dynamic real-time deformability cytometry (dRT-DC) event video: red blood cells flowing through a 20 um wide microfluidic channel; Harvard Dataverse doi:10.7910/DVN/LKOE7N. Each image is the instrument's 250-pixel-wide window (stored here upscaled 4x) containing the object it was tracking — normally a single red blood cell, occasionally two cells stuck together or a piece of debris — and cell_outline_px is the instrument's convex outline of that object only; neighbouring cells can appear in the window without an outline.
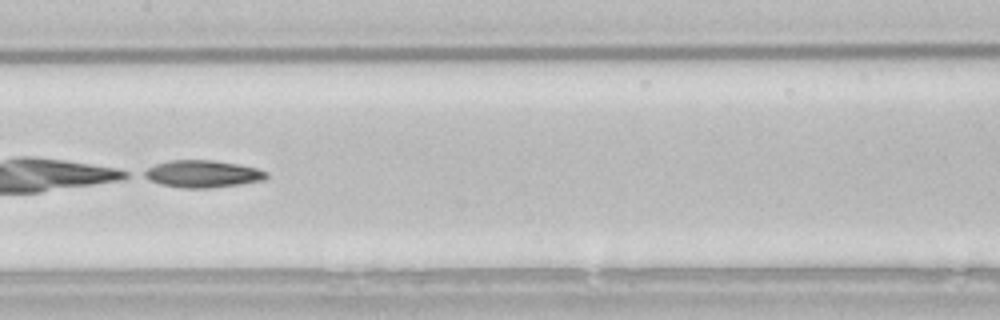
{"species": "common noctule bat (a hibernating species)", "species_latin": "Nyctalus noctula", "temperature_condition": "room temperature", "stored_images_in_passage": 41, "camera_frame_rate_fps": 3000, "um_per_image_px": 0.085, "animal": {"sex": "male", "body_mass_g": 21.5, "forearm_length_mm": 52.0}, "frame": {"image": 1, "passage_image": 16, "time_ms": 5.0, "image_size_px": [1000, 320], "cell_outline_px": [[268, 176], [264, 180], [212, 188], [184, 188], [160, 184], [148, 180], [140, 176], [140, 172], [156, 164], [168, 160], [212, 160], [236, 164], [256, 168], [268, 172]], "centroid_in_image_um": [17.15, 14.78], "position_along_channel_um": 190.3, "area_um2": 19.48}}
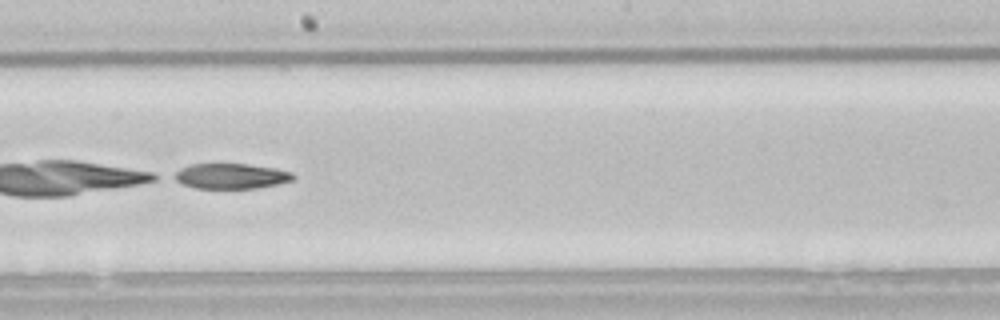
{"frame": {"image": 2, "passage_image": 19, "time_ms": 6.0, "image_size_px": [1000, 320], "cell_outline_px": [[296, 176], [292, 180], [276, 184], [256, 188], [196, 188], [184, 184], [168, 176], [180, 168], [192, 164], [248, 164], [276, 168], [292, 172]], "centroid_in_image_um": [19.6, 14.96], "position_along_channel_um": 228.6, "area_um2": 17.57}}